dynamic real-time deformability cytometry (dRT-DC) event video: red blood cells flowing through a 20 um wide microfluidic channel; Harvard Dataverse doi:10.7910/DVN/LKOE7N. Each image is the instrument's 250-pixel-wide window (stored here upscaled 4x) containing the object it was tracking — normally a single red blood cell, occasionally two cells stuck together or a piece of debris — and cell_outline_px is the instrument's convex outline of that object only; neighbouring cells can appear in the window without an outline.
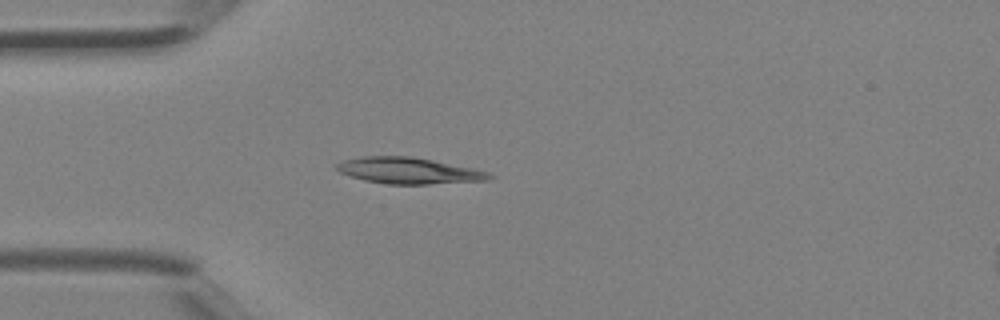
{"species": "Egyptian fruit bat (a non-hibernating species)", "species_latin": "Rousettus aegyptiacus", "temperature_condition": "room temperature", "stored_images_in_passage": 27, "camera_frame_rate_fps": 3000, "um_per_image_px": 0.085, "animal": {"sex": "female"}, "frame": {"image": 1, "passage_image": 1, "time_ms": 0.0, "image_size_px": [1000, 320], "cell_outline_px": [[496, 176], [488, 180], [428, 184], [388, 184], [364, 180], [340, 172], [336, 168], [336, 164], [344, 160], [360, 156], [408, 156], [432, 160], [472, 168], [488, 172]], "centroid_in_image_um": [34.74, 14.5], "position_along_channel_um": 50.3, "area_um2": 23.12}}
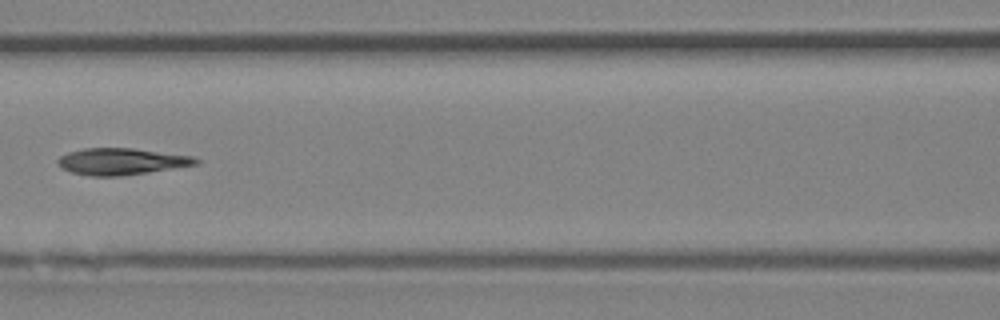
{"frame": {"image": 2, "passage_image": 8, "time_ms": 2.333, "image_size_px": [1000, 320], "cell_outline_px": [[200, 160], [196, 164], [148, 172], [120, 176], [88, 176], [72, 172], [60, 168], [56, 164], [56, 160], [60, 156], [68, 152], [84, 148], [132, 148], [192, 156]], "centroid_in_image_um": [10.24, 13.72], "position_along_channel_um": 156.4, "area_um2": 21.33}}
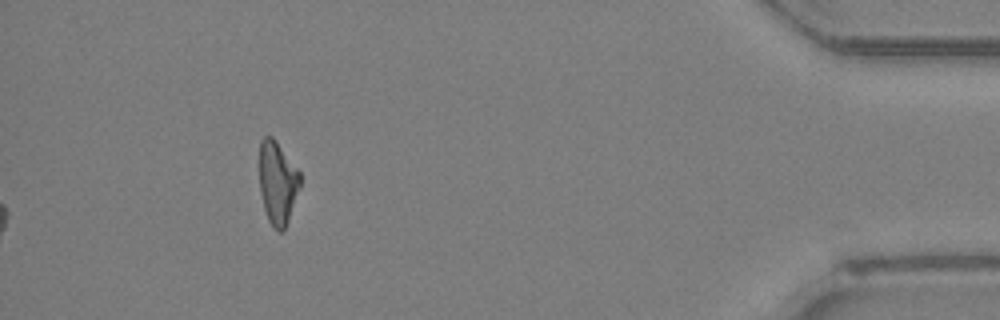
{"frame": {"image": 3, "passage_image": 27, "time_ms": 8.667, "image_size_px": [1000, 320], "cell_outline_px": [[300, 188], [288, 220], [284, 228], [280, 232], [276, 232], [272, 228], [268, 220], [264, 208], [260, 192], [260, 140], [264, 136], [272, 136], [276, 140], [300, 172]], "centroid_in_image_um": [23.59, 15.54], "position_along_channel_um": 411.6, "area_um2": 19.71}}